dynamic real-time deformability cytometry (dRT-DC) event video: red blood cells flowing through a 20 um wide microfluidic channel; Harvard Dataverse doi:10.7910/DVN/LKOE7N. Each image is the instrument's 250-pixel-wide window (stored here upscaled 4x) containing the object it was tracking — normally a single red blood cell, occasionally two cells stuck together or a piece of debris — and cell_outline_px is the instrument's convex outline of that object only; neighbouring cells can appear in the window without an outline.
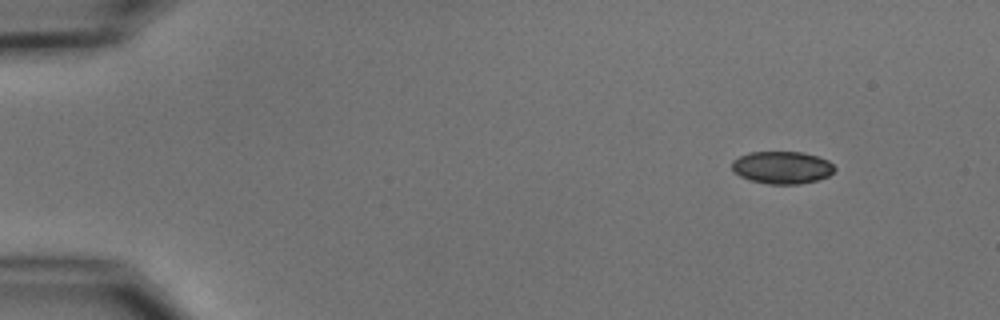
{"species": "common noctule bat (a hibernating species)", "species_latin": "Nyctalus noctula", "temperature_condition": "cold", "stored_images_in_passage": 6, "camera_frame_rate_fps": 3000, "um_per_image_px": 0.085, "animal": {"sex": "male", "body_mass_g": 15.6}, "frame": {"image": 1, "passage_image": 1, "time_ms": 0.0, "image_size_px": [1000, 320], "cell_outline_px": [[836, 168], [828, 176], [816, 180], [796, 184], [768, 184], [752, 180], [740, 176], [732, 172], [732, 160], [748, 152], [804, 152], [828, 160]], "centroid_in_image_um": [66.45, 14.23], "position_along_channel_um": 18.6, "area_um2": 19.36}}